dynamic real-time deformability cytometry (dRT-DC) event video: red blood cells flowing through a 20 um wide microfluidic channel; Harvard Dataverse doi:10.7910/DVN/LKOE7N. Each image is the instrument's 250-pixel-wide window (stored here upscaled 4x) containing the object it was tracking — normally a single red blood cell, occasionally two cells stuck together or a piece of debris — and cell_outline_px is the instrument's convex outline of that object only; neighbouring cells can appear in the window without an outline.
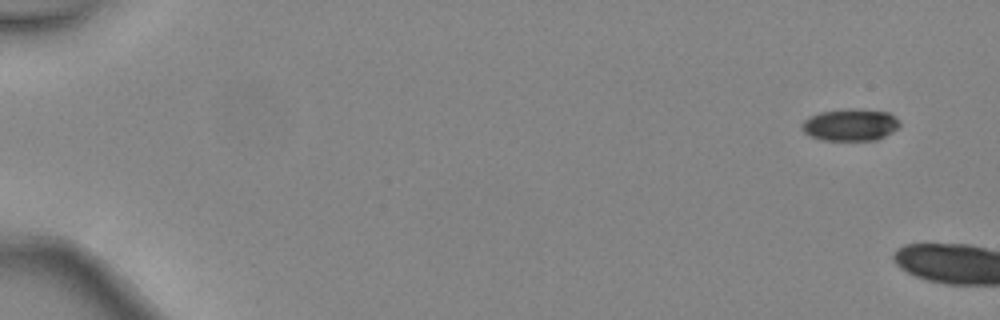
{"species": "common noctule bat (a hibernating species)", "species_latin": "Nyctalus noctula", "temperature_condition": "warm", "stored_images_in_passage": 2, "camera_frame_rate_fps": 3000, "um_per_image_px": 0.085, "animal": {"sex": "female", "body_mass_g": 24.6, "forearm_length_mm": 56.2}, "frame": {"image": 1, "passage_image": 1, "time_ms": 0.0, "image_size_px": [1000, 320], "cell_outline_px": [[900, 124], [892, 132], [876, 140], [824, 140], [812, 136], [804, 132], [800, 128], [804, 120], [808, 116], [820, 112], [844, 108], [860, 108], [888, 112], [896, 116], [900, 120]], "centroid_in_image_um": [72.28, 10.58], "position_along_channel_um": 12.7, "area_um2": 18.5}}